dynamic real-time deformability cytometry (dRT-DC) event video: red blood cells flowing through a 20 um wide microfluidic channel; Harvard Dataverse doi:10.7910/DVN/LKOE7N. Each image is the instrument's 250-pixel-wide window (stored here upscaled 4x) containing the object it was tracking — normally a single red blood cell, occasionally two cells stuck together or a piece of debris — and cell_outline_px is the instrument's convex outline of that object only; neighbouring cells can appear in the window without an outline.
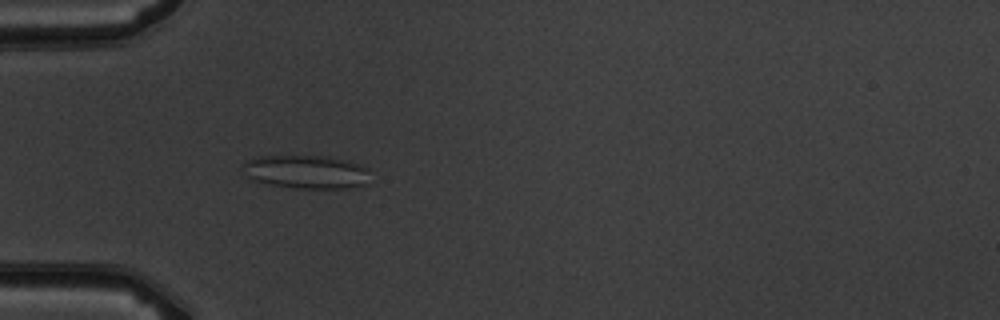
{"species": "common noctule bat (a hibernating species)", "species_latin": "Nyctalus noctula", "temperature_condition": "warm", "stored_images_in_passage": 5, "camera_frame_rate_fps": 3000, "um_per_image_px": 0.085, "animal": {"sex": "male", "body_mass_g": 19.5, "forearm_length_mm": 54.6}, "frame": {"image": 1, "passage_image": 5, "time_ms": 4.667, "image_size_px": [1000, 320], "cell_outline_px": [[368, 168], [364, 184], [348, 188], [300, 188], [272, 184], [252, 180], [248, 176], [244, 164], [244, 160], [256, 156], [328, 156], [360, 164]], "centroid_in_image_um": [26.01, 14.59], "position_along_channel_um": 59.0, "area_um2": 24.33}}